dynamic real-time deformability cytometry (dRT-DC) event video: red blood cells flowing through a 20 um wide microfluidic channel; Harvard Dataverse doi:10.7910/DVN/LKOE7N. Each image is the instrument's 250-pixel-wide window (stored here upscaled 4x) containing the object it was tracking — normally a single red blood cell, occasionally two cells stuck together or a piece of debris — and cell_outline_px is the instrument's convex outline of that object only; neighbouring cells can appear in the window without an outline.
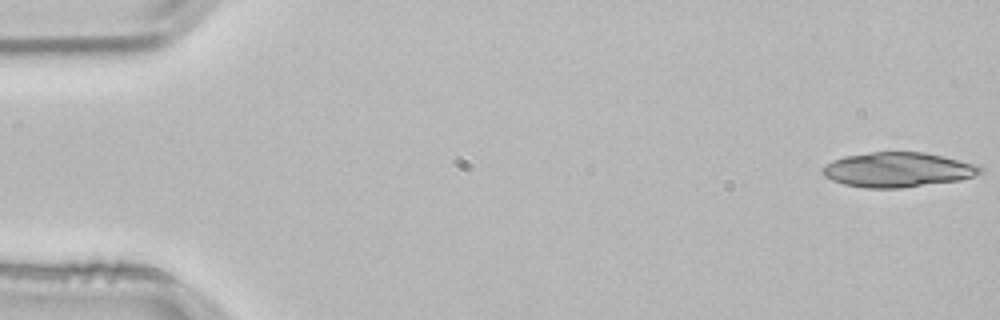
{"species": "common noctule bat (a hibernating species)", "species_latin": "Nyctalus noctula", "temperature_condition": "room temperature", "stored_images_in_passage": 25, "camera_frame_rate_fps": 3000, "um_per_image_px": 0.085, "animal": {"sex": "male", "body_mass_g": 21.5, "forearm_length_mm": 52.0}, "frame": {"image": 1, "passage_image": 1, "time_ms": 0.0, "image_size_px": [1000, 320], "cell_outline_px": [[984, 172], [976, 176], [960, 180], [900, 188], [864, 188], [844, 184], [832, 180], [824, 176], [820, 172], [820, 168], [832, 160], [844, 156], [872, 152], [924, 152], [980, 164]], "centroid_in_image_um": [76.33, 14.42], "position_along_channel_um": 8.7, "area_um2": 32.31}}